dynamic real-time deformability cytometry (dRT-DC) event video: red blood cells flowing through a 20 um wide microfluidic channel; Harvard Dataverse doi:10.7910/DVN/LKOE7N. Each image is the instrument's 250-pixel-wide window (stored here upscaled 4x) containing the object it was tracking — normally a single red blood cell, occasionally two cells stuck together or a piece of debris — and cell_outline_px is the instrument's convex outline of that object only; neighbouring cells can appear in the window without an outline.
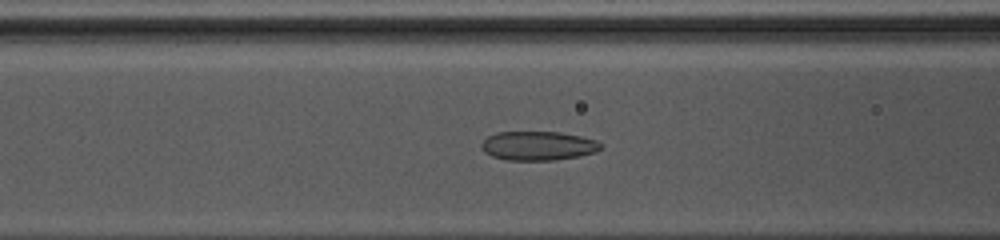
{"species": "common noctule bat (a hibernating species)", "species_latin": "Nyctalus noctula", "temperature_condition": "warm", "stored_images_in_passage": 7, "camera_frame_rate_fps": 3000, "um_per_image_px": 0.085, "animal": {"sex": "female", "body_mass_g": 10.0, "forearm_length_mm": 53.1}, "frame": {"image": 1, "passage_image": 6, "time_ms": 1.667, "image_size_px": [1000, 240], "cell_outline_px": [[604, 148], [596, 152], [580, 156], [552, 160], [508, 160], [492, 156], [484, 152], [480, 148], [480, 144], [488, 136], [496, 132], [560, 132], [580, 136], [596, 140], [604, 144]], "centroid_in_image_um": [45.76, 12.39], "position_along_channel_um": 120.8, "area_um2": 20.4}}